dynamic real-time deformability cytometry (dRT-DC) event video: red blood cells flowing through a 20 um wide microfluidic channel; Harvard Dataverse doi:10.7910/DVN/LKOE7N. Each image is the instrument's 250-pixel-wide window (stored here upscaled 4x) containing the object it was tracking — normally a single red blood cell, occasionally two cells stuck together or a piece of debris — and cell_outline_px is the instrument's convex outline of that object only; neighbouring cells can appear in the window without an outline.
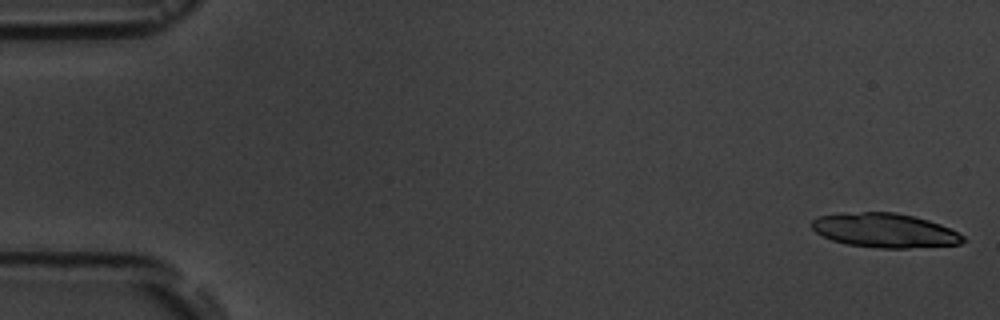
{"species": "common noctule bat (a hibernating species)", "species_latin": "Nyctalus noctula", "temperature_condition": "room temperature", "stored_images_in_passage": 4, "camera_frame_rate_fps": 3000, "um_per_image_px": 0.085, "animal": {"sex": "male", "body_mass_g": 19.5, "forearm_length_mm": 54.6}, "frame": {"image": 1, "passage_image": 1, "time_ms": 0.0, "image_size_px": [1000, 320], "cell_outline_px": [[968, 240], [960, 244], [908, 248], [880, 248], [844, 244], [832, 240], [816, 232], [812, 228], [812, 220], [816, 216], [860, 212], [896, 212], [928, 220], [940, 224], [964, 236]], "centroid_in_image_um": [75.21, 19.59], "position_along_channel_um": 9.8, "area_um2": 30.06}}